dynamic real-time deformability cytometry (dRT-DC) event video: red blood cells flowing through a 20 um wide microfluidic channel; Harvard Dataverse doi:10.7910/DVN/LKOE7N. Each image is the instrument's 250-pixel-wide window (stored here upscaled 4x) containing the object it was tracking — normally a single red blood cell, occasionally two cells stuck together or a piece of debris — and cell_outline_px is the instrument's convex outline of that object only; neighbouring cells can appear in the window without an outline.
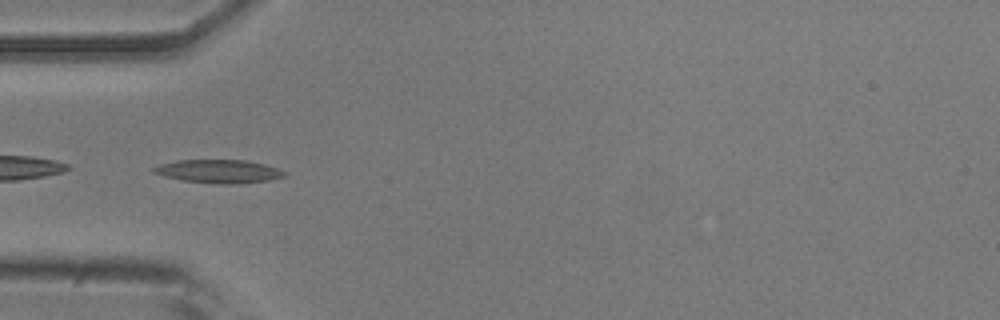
{"species": "common noctule bat (a hibernating species)", "species_latin": "Nyctalus noctula", "temperature_condition": "room temperature", "stored_images_in_passage": 37, "camera_frame_rate_fps": 3000, "um_per_image_px": 0.085, "animal": {"sex": "male", "body_mass_g": 20.5, "forearm_length_mm": 52.5}, "frame": {"image": 1, "passage_image": 1, "time_ms": 0.0, "image_size_px": [1000, 320], "cell_outline_px": [[288, 176], [268, 180], [236, 184], [224, 184], [184, 180], [164, 176], [152, 172], [152, 168], [160, 164], [176, 160], [244, 160], [264, 164], [288, 172]], "centroid_in_image_um": [18.62, 14.56], "position_along_channel_um": 66.4, "area_um2": 17.69}}
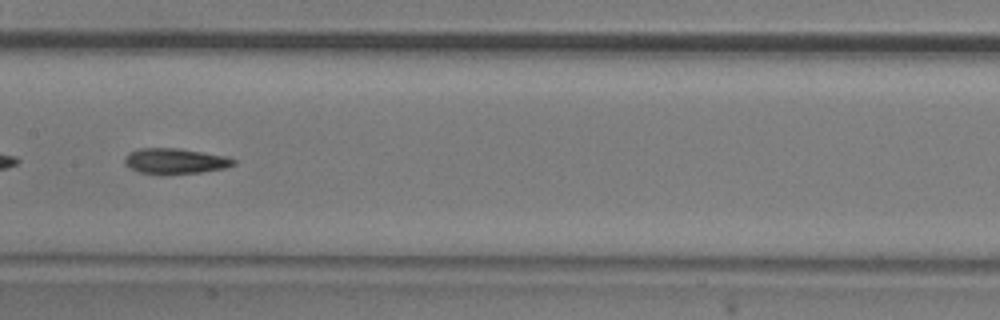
{"frame": {"image": 2, "passage_image": 11, "time_ms": 3.333, "image_size_px": [1000, 320], "cell_outline_px": [[236, 164], [224, 168], [200, 172], [140, 172], [124, 164], [124, 156], [128, 152], [140, 148], [180, 148], [228, 156], [236, 160]], "centroid_in_image_um": [14.91, 13.64], "position_along_channel_um": 192.5, "area_um2": 15.78}}
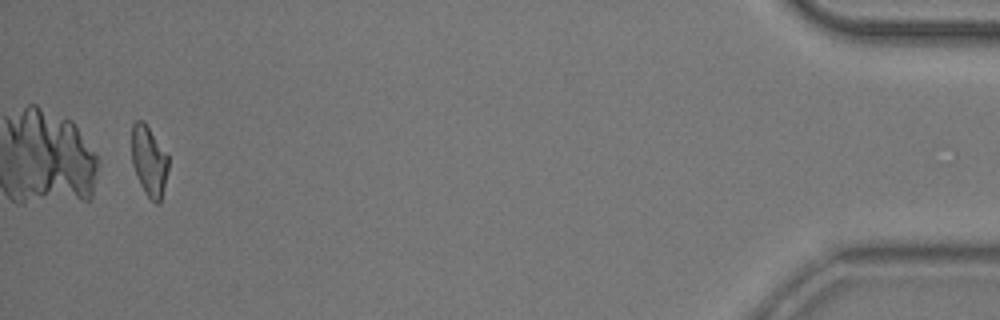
{"frame": {"image": 3, "passage_image": 36, "time_ms": 11.667, "image_size_px": [1000, 320], "cell_outline_px": [[168, 168], [160, 204], [156, 204], [144, 192], [140, 184], [132, 164], [132, 124], [136, 120], [144, 120], [168, 156]], "centroid_in_image_um": [12.66, 13.68], "position_along_channel_um": 422.5, "area_um2": 14.91}}